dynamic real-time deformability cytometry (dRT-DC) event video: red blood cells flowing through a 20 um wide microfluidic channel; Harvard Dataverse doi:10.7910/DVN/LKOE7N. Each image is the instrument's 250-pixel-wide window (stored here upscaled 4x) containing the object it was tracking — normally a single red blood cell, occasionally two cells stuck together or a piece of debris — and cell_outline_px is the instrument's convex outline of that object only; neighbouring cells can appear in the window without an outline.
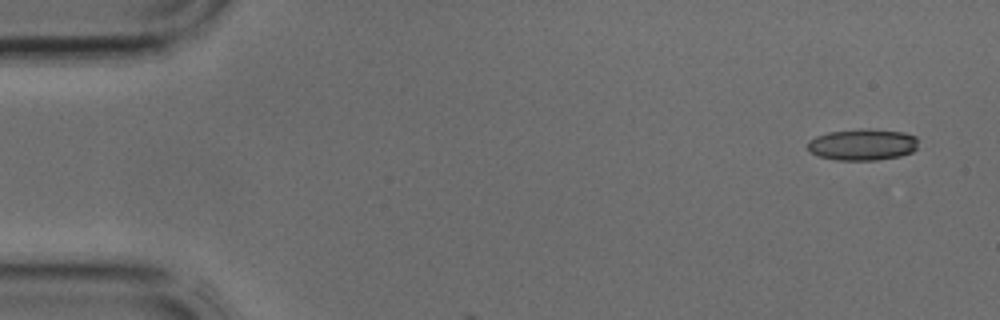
{"species": "common noctule bat (a hibernating species)", "species_latin": "Nyctalus noctula", "temperature_condition": "cold", "stored_images_in_passage": 3, "camera_frame_rate_fps": 3000, "um_per_image_px": 0.085, "animal": {"sex": "male", "body_mass_g": 17.9, "forearm_length_mm": 54.2}, "frame": {"image": 1, "passage_image": 1, "time_ms": 0.0, "image_size_px": [1000, 320], "cell_outline_px": [[916, 148], [912, 152], [900, 156], [876, 160], [836, 160], [820, 156], [808, 152], [808, 140], [816, 136], [828, 132], [868, 128], [904, 132], [916, 136]], "centroid_in_image_um": [73.3, 12.29], "position_along_channel_um": 11.7, "area_um2": 20.35}}